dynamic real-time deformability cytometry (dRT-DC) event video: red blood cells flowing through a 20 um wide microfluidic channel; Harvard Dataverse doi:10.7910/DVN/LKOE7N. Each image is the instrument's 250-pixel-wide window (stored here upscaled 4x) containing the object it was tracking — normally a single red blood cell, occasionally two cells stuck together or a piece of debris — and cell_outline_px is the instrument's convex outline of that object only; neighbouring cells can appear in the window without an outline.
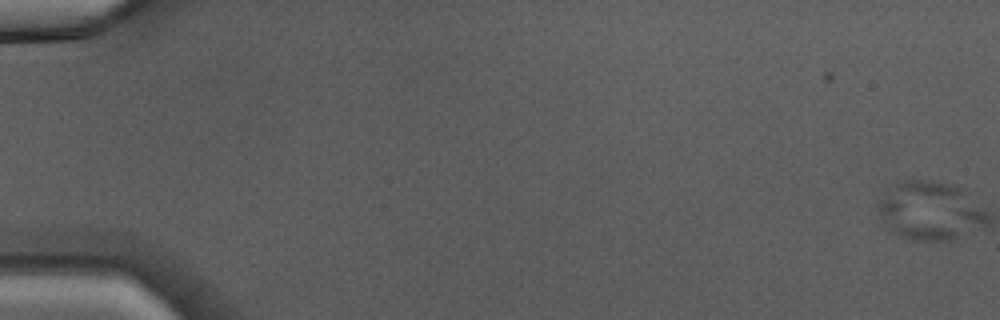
{"species": "Egyptian fruit bat (a non-hibernating species)", "species_latin": "Rousettus aegyptiacus", "temperature_condition": "warm", "stored_images_in_passage": 9, "segment_of_instrument_passage": [1, 2], "camera_frame_rate_fps": 3000, "um_per_image_px": 0.085, "animal": {"sex": "male"}, "frame": {"image": 1, "passage_image": 1, "time_ms": 0.0, "image_size_px": [1000, 320], "cell_outline_px": [[960, 192], [956, 236], [948, 240], [912, 240], [900, 236], [892, 232], [888, 228], [876, 208], [876, 204], [892, 184], [900, 180], [924, 180], [944, 184], [960, 188]], "centroid_in_image_um": [78.27, 17.84], "position_along_channel_um": 6.7, "area_um2": 30.11}}